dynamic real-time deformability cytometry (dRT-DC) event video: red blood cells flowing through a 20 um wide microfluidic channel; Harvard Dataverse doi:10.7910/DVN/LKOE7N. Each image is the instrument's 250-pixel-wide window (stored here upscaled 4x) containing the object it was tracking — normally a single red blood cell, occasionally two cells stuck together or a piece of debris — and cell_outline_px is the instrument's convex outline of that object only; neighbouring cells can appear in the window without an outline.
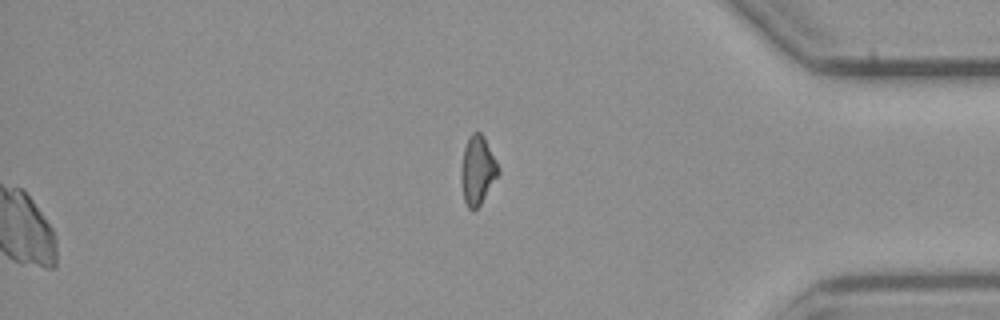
{"species": "common noctule bat (a hibernating species)", "species_latin": "Nyctalus noctula", "temperature_condition": "cold", "stored_images_in_passage": 57, "segment_of_instrument_passage": [2, 2], "camera_frame_rate_fps": 3000, "um_per_image_px": 0.085, "animal": {"sex": "male", "body_mass_g": 23.1, "forearm_length_mm": 52.7}, "frame": {"image": 1, "passage_image": 57, "time_ms": 18.667, "image_size_px": [1000, 320], "cell_outline_px": [[500, 176], [480, 204], [472, 212], [468, 208], [464, 200], [460, 184], [460, 168], [464, 148], [468, 136], [472, 132], [480, 132], [484, 136], [500, 168]], "centroid_in_image_um": [40.59, 14.48], "position_along_channel_um": 394.6, "area_um2": 15.37}}